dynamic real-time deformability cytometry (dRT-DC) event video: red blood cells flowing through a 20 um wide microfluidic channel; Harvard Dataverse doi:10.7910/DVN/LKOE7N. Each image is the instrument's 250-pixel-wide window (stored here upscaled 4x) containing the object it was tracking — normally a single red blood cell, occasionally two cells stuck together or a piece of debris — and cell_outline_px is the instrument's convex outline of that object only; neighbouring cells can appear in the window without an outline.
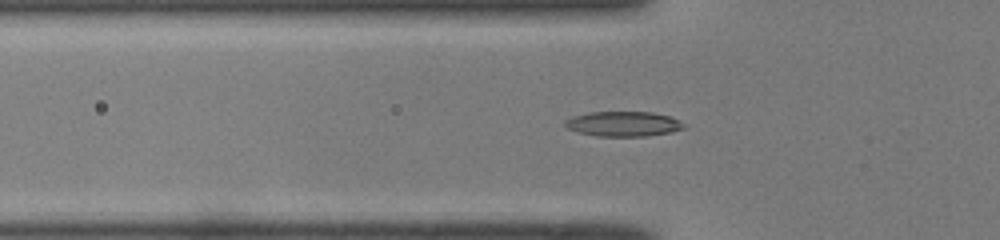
{"species": "common noctule bat (a hibernating species)", "species_latin": "Nyctalus noctula", "temperature_condition": "room temperature", "stored_images_in_passage": 38, "camera_frame_rate_fps": 3000, "um_per_image_px": 0.085, "animal": {"sex": "male", "body_mass_g": 19.0, "forearm_length_mm": 50.8}, "frame": {"image": 1, "passage_image": 10, "time_ms": 3.0, "image_size_px": [1000, 240], "cell_outline_px": [[688, 128], [672, 132], [644, 136], [596, 136], [580, 132], [568, 128], [564, 124], [564, 120], [572, 116], [592, 112], [652, 112], [668, 116], [684, 124]], "centroid_in_image_um": [52.99, 10.53], "position_along_channel_um": 72.8, "area_um2": 17.17}}
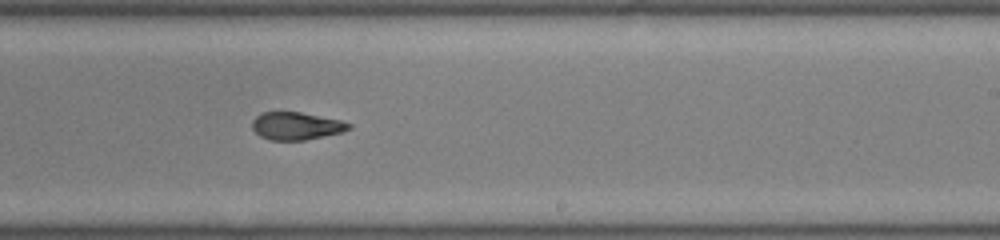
{"frame": {"image": 2, "passage_image": 24, "time_ms": 7.667, "image_size_px": [1000, 240], "cell_outline_px": [[352, 128], [340, 132], [304, 140], [268, 140], [260, 136], [252, 128], [252, 120], [260, 112], [300, 112], [340, 120], [352, 124]], "centroid_in_image_um": [25.15, 10.7], "position_along_channel_um": 263.9, "area_um2": 15.49}}
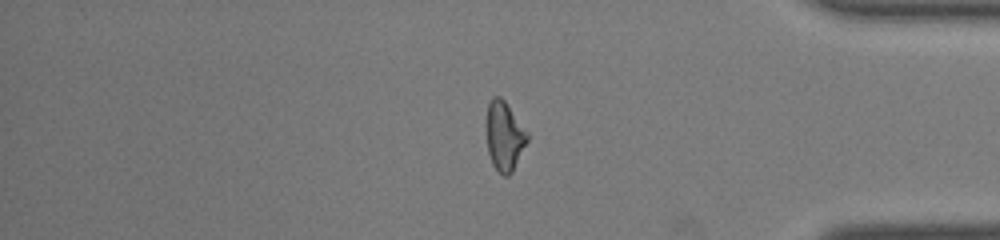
{"frame": {"image": 3, "passage_image": 35, "time_ms": 11.333, "image_size_px": [1000, 240], "cell_outline_px": [[528, 140], [512, 172], [508, 176], [504, 176], [492, 164], [488, 152], [484, 128], [484, 124], [488, 104], [492, 96], [500, 96], [504, 100], [528, 132]], "centroid_in_image_um": [42.83, 11.54], "position_along_channel_um": 392.4, "area_um2": 16.82}, "authors_computed_cell_mechanics": {"area_um2": 16.2418, "velocity_mm_per_s": 4.0969, "shape_relaxation_time_tau1_ms": null, "shape_relaxation_time_tau2_ms": 2.9727, "deformation_change_tau1": null, "deformation_change_tau2": 0.109}}